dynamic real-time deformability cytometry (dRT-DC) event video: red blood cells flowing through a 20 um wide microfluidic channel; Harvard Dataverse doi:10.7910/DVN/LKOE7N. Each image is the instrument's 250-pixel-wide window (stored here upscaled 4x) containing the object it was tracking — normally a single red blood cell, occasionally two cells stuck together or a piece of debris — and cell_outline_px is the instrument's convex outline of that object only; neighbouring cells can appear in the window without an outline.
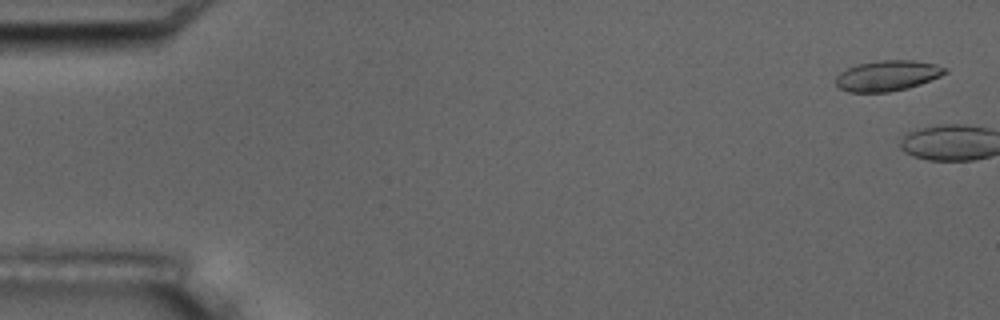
{"species": "common noctule bat (a hibernating species)", "species_latin": "Nyctalus noctula", "temperature_condition": "room temperature", "stored_images_in_passage": 5, "camera_frame_rate_fps": 3000, "um_per_image_px": 0.085, "animal": {"sex": "male", "body_mass_g": 17.5, "forearm_length_mm": 52.3}, "frame": {"image": 1, "passage_image": 1, "time_ms": 0.0, "image_size_px": [1000, 320], "cell_outline_px": [[948, 72], [940, 76], [920, 84], [908, 88], [888, 92], [848, 92], [840, 88], [836, 84], [836, 76], [840, 72], [856, 64], [880, 60], [912, 60], [936, 64], [948, 68]], "centroid_in_image_um": [75.44, 6.43], "position_along_channel_um": 9.6, "area_um2": 19.48}}